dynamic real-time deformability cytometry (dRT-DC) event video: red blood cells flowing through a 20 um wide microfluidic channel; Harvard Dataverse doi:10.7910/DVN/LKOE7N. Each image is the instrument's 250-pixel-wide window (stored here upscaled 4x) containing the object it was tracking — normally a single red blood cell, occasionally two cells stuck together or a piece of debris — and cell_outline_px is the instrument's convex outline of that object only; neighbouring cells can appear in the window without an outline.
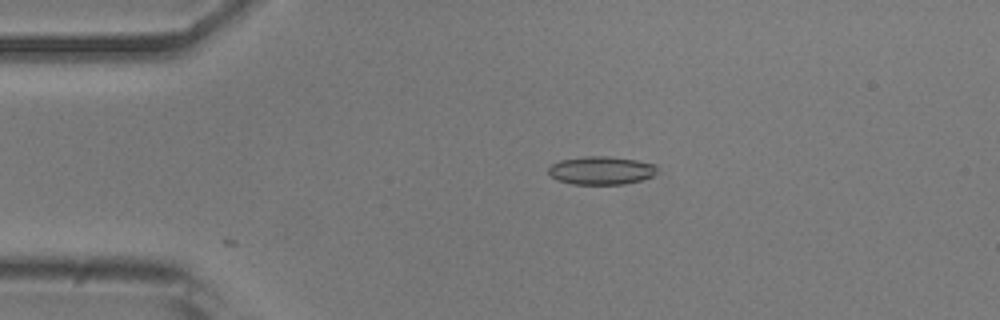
{"species": "common noctule bat (a hibernating species)", "species_latin": "Nyctalus noctula", "temperature_condition": "room temperature", "stored_images_in_passage": 11, "camera_frame_rate_fps": 3000, "um_per_image_px": 0.085, "animal": {"sex": "male", "body_mass_g": 20.5, "forearm_length_mm": 52.5}, "frame": {"image": 1, "passage_image": 11, "time_ms": 3.333, "image_size_px": [1000, 320], "cell_outline_px": [[656, 172], [652, 176], [640, 180], [624, 184], [572, 184], [556, 180], [548, 172], [548, 168], [552, 164], [560, 160], [584, 156], [604, 156], [636, 160], [656, 164]], "centroid_in_image_um": [51.07, 14.49], "position_along_channel_um": 33.9, "area_um2": 17.8}}